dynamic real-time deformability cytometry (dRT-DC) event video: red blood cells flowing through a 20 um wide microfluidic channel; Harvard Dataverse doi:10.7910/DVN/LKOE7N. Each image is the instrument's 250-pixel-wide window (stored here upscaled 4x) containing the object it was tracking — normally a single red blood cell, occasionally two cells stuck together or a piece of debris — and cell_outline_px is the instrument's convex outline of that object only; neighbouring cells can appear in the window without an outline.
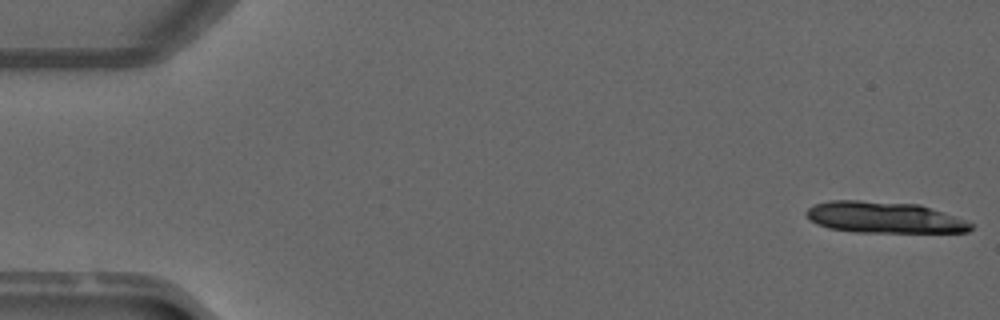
{"species": "common noctule bat (a hibernating species)", "species_latin": "Nyctalus noctula", "temperature_condition": "warm", "stored_images_in_passage": 16, "camera_frame_rate_fps": 3000, "um_per_image_px": 0.085, "animal": {"sex": "male", "forearm_length_mm": 52.5}, "frame": {"image": 1, "passage_image": 1, "time_ms": 0.0, "image_size_px": [1000, 320], "cell_outline_px": [[976, 224], [968, 232], [856, 232], [828, 228], [816, 224], [804, 212], [808, 208], [816, 204], [828, 200], [860, 200], [920, 204]], "centroid_in_image_um": [75.15, 18.48], "position_along_channel_um": 9.8, "area_um2": 30.06}}